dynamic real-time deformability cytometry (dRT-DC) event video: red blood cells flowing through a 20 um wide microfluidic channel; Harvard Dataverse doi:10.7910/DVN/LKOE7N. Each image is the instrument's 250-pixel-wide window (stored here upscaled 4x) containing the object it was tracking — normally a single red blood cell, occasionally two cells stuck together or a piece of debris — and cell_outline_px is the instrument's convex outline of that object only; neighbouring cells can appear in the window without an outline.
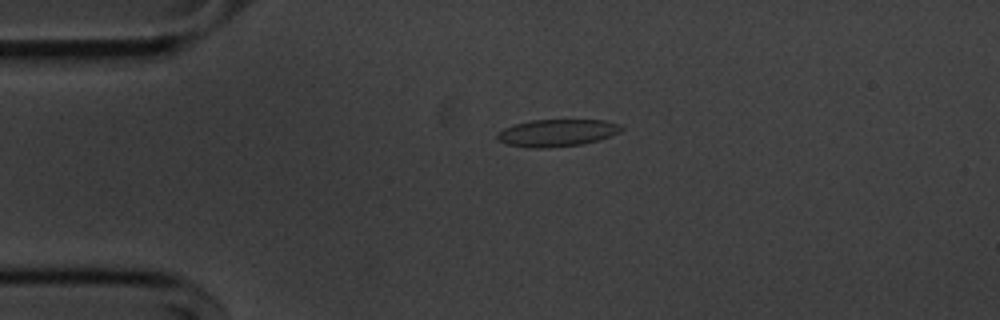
{"species": "common noctule bat (a hibernating species)", "species_latin": "Nyctalus noctula", "temperature_condition": "cold", "stored_images_in_passage": 43, "camera_frame_rate_fps": 3000, "um_per_image_px": 0.085, "animal": {"sex": "male", "body_mass_g": 20.1, "forearm_length_mm": 53.5}, "frame": {"image": 1, "passage_image": 1, "time_ms": 0.0, "image_size_px": [1000, 320], "cell_outline_px": [[624, 128], [620, 132], [596, 140], [580, 144], [544, 148], [528, 148], [508, 144], [500, 140], [496, 136], [496, 132], [512, 124], [532, 120], [608, 120], [620, 124]], "centroid_in_image_um": [47.32, 11.28], "position_along_channel_um": 37.7, "area_um2": 19.59}}
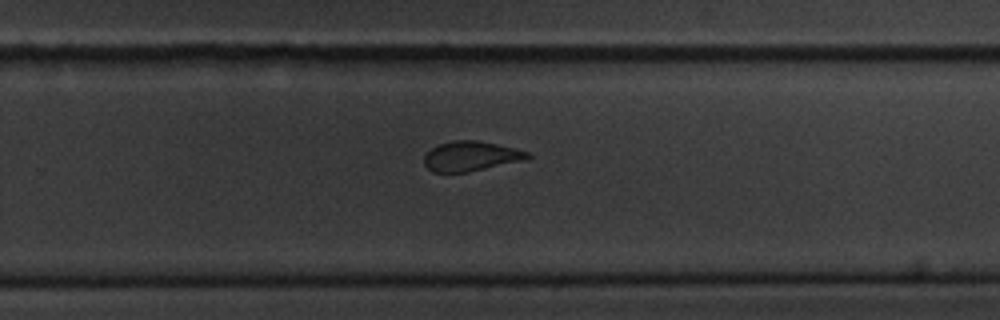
{"frame": {"image": 2, "passage_image": 24, "time_ms": 7.667, "image_size_px": [1000, 320], "cell_outline_px": [[532, 156], [528, 160], [468, 172], [432, 172], [424, 164], [424, 156], [432, 148], [440, 144], [452, 140], [476, 140], [496, 144], [528, 152]], "centroid_in_image_um": [40.04, 13.29], "position_along_channel_um": 289.8, "area_um2": 17.98}}
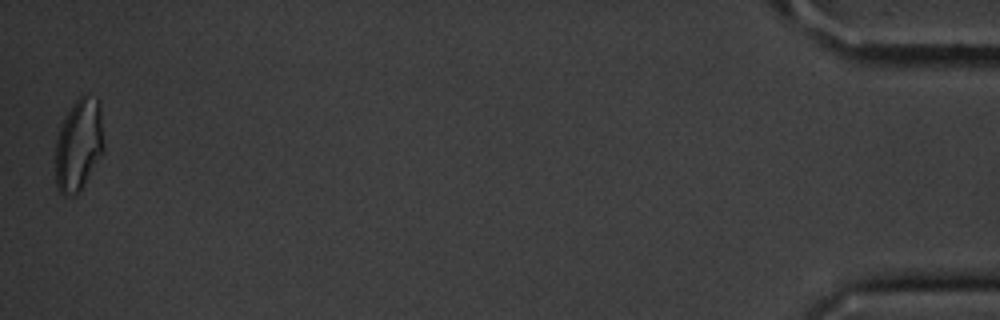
{"frame": {"image": 3, "passage_image": 43, "time_ms": 14.0, "image_size_px": [1000, 320], "cell_outline_px": [[104, 152], [80, 192], [76, 196], [64, 196], [56, 188], [56, 140], [60, 124], [72, 104], [84, 92], [88, 92], [100, 100], [104, 144]], "centroid_in_image_um": [6.71, 12.29], "position_along_channel_um": 428.5, "area_um2": 26.82}, "authors_computed_cell_mechanics": {"area_um2": 19.4208, "velocity_mm_per_s": 3.6573, "shape_relaxation_time_tau1_ms": 3.4449, "shape_relaxation_time_tau2_ms": 1.0288, "deformation_change_tau1": 0.1213, "deformation_change_tau2": 0.0799}}